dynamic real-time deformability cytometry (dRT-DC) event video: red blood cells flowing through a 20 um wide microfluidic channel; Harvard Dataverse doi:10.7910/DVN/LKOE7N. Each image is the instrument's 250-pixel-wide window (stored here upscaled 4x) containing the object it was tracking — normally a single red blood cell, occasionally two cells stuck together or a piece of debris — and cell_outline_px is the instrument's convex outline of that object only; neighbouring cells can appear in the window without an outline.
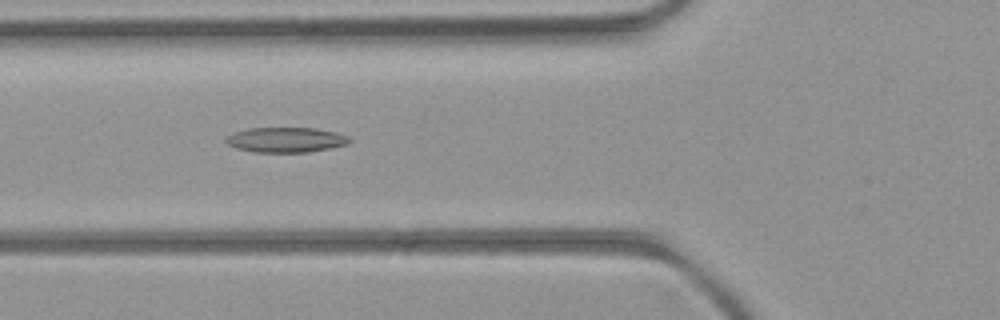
{"species": "common noctule bat (a hibernating species)", "species_latin": "Nyctalus noctula", "temperature_condition": "room temperature", "stored_images_in_passage": 51, "camera_frame_rate_fps": 3000, "um_per_image_px": 0.085, "animal": {"sex": "female", "body_mass_g": 21.9}, "frame": {"image": 1, "passage_image": 19, "time_ms": 6.0, "image_size_px": [1000, 320], "cell_outline_px": [[352, 140], [348, 144], [332, 148], [308, 152], [252, 152], [236, 148], [228, 144], [224, 140], [232, 132], [248, 128], [312, 128], [336, 132], [348, 136]], "centroid_in_image_um": [24.3, 11.89], "position_along_channel_um": 101.5, "area_um2": 18.15}}
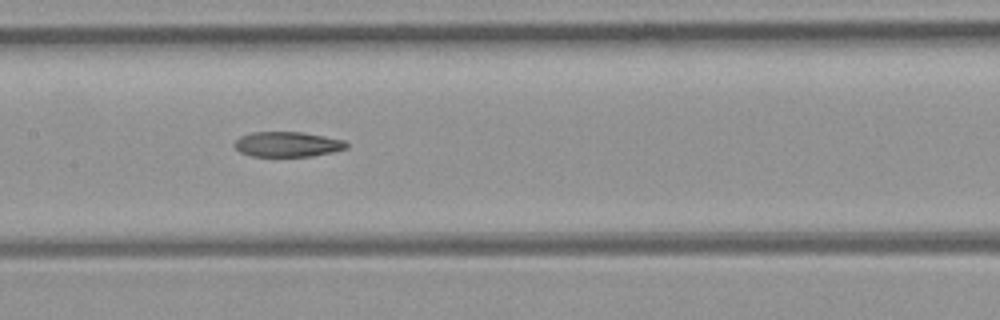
{"frame": {"image": 2, "passage_image": 25, "time_ms": 8.0, "image_size_px": [1000, 320], "cell_outline_px": [[348, 148], [332, 152], [312, 156], [252, 156], [240, 152], [232, 144], [240, 136], [252, 132], [300, 132], [324, 136], [344, 140], [348, 144]], "centroid_in_image_um": [24.42, 12.26], "position_along_channel_um": 183.0, "area_um2": 16.36}}
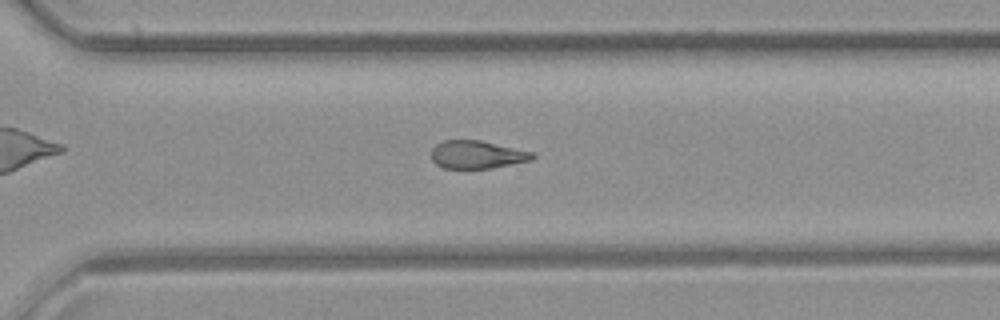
{"frame": {"image": 3, "passage_image": 36, "time_ms": 11.667, "image_size_px": [1000, 320], "cell_outline_px": [[536, 156], [532, 160], [492, 168], [444, 168], [436, 164], [432, 160], [432, 148], [436, 144], [444, 140], [480, 140], [536, 152]], "centroid_in_image_um": [40.59, 13.13], "position_along_channel_um": 330.0, "area_um2": 16.59}, "authors_computed_cell_mechanics": {"area_um2": 17.9758, "velocity_mm_per_s": 4.0309, "shape_relaxation_time_tau1_ms": null, "shape_relaxation_time_tau2_ms": 7.3091, "deformation_change_tau1": null, "deformation_change_tau2": 0.1735}}